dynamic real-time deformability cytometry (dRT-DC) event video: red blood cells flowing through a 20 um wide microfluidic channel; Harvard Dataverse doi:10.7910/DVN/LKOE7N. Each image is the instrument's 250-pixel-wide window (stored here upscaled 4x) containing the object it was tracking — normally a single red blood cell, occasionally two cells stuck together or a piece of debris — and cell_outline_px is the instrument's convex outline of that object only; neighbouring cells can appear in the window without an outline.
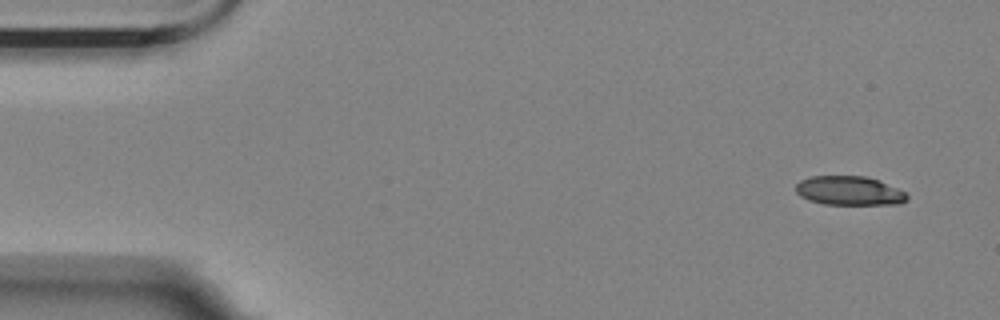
{"species": "Egyptian fruit bat (a non-hibernating species)", "species_latin": "Rousettus aegyptiacus", "temperature_condition": "room temperature", "stored_images_in_passage": 5, "camera_frame_rate_fps": 3000, "um_per_image_px": 0.085, "animal": {"sex": "female"}, "frame": {"image": 1, "passage_image": 5, "time_ms": 1.333, "image_size_px": [1000, 320], "cell_outline_px": [[908, 200], [900, 204], [824, 204], [808, 200], [800, 196], [796, 192], [796, 184], [800, 180], [812, 176], [864, 176], [876, 180], [896, 188], [904, 192], [908, 196]], "centroid_in_image_um": [72.15, 16.22], "position_along_channel_um": 12.8, "area_um2": 18.67}}